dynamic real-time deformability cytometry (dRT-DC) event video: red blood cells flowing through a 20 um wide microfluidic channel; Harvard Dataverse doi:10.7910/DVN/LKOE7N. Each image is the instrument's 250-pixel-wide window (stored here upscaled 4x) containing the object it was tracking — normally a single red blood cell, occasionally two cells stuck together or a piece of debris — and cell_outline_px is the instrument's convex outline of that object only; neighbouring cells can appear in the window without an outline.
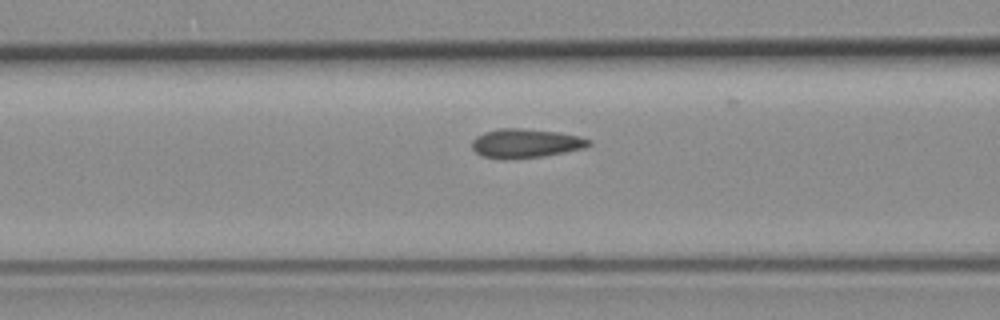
{"species": "common noctule bat (a hibernating species)", "species_latin": "Nyctalus noctula", "temperature_condition": "room temperature", "stored_images_in_passage": 25, "camera_frame_rate_fps": 3000, "um_per_image_px": 0.085, "animal": {"sex": "female", "body_mass_g": 19.3, "forearm_length_mm": 54.1}, "frame": {"image": 1, "passage_image": 3, "time_ms": 0.667, "image_size_px": [1000, 320], "cell_outline_px": [[592, 144], [584, 148], [544, 156], [484, 156], [476, 152], [472, 148], [472, 140], [476, 136], [484, 132], [500, 128], [520, 128], [556, 132], [576, 136], [592, 140]], "centroid_in_image_um": [44.71, 12.13], "position_along_channel_um": 121.9, "area_um2": 18.84}}
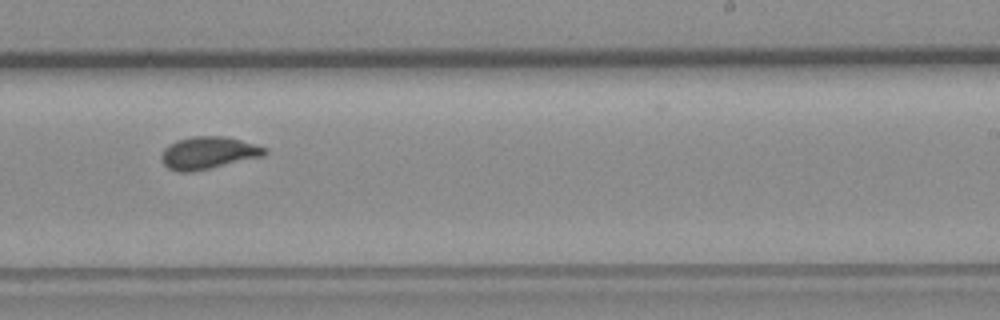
{"frame": {"image": 2, "passage_image": 15, "time_ms": 4.667, "image_size_px": [1000, 320], "cell_outline_px": [[268, 152], [264, 156], [192, 172], [176, 172], [168, 168], [160, 160], [160, 156], [164, 148], [168, 144], [176, 140], [192, 136], [224, 136], [240, 140], [268, 148]], "centroid_in_image_um": [17.67, 12.99], "position_along_channel_um": 271.3, "area_um2": 19.65}}
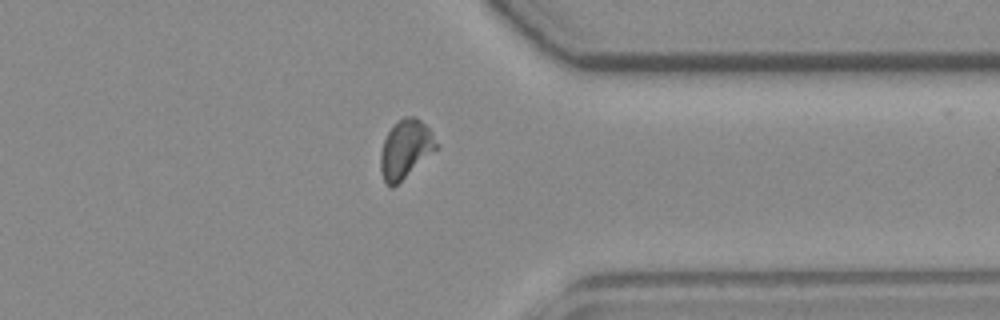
{"frame": {"image": 3, "passage_image": 24, "time_ms": 7.667, "image_size_px": [1000, 320], "cell_outline_px": [[436, 148], [392, 188], [388, 188], [380, 172], [380, 152], [384, 140], [388, 132], [396, 120], [404, 116], [416, 116], [428, 128], [436, 144]], "centroid_in_image_um": [34.39, 12.66], "position_along_channel_um": 377.0, "area_um2": 18.5}}